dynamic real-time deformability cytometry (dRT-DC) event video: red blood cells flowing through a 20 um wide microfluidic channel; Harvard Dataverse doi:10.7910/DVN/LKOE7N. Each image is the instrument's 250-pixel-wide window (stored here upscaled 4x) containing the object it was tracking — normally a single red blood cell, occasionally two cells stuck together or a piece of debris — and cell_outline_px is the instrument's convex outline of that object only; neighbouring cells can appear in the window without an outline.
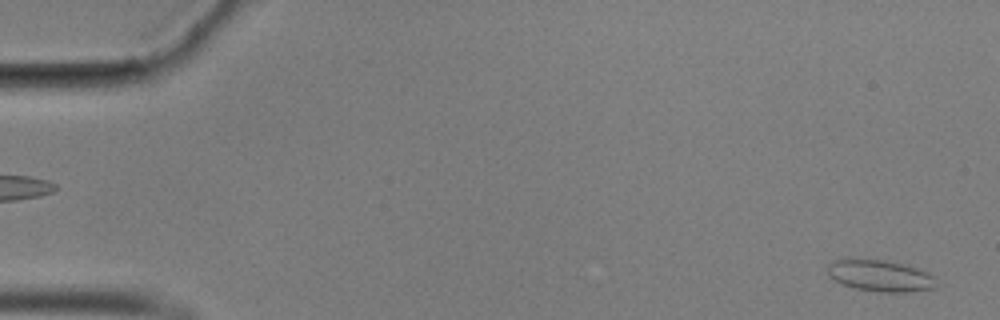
{"species": "common noctule bat (a hibernating species)", "species_latin": "Nyctalus noctula", "temperature_condition": "cold", "stored_images_in_passage": 57, "camera_frame_rate_fps": 3000, "um_per_image_px": 0.085, "animal": {"sex": "male", "body_mass_g": 17.9}, "frame": {"image": 1, "passage_image": 2, "time_ms": 0.333, "image_size_px": [1000, 320], "cell_outline_px": [[940, 284], [936, 288], [908, 292], [880, 292], [852, 288], [840, 284], [828, 276], [828, 264], [836, 260], [848, 256], [856, 256], [896, 260], [928, 272]], "centroid_in_image_um": [74.79, 23.38], "position_along_channel_um": 10.2, "area_um2": 21.27}}
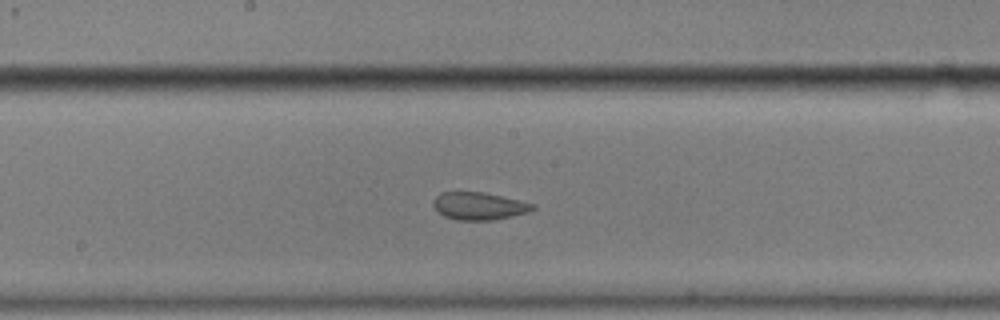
{"frame": {"image": 2, "passage_image": 30, "time_ms": 9.667, "image_size_px": [1000, 320], "cell_outline_px": [[536, 208], [528, 212], [492, 220], [456, 220], [444, 216], [436, 212], [432, 204], [432, 200], [440, 192], [484, 192], [536, 204]], "centroid_in_image_um": [40.67, 17.51], "position_along_channel_um": 207.5, "area_um2": 16.07}}
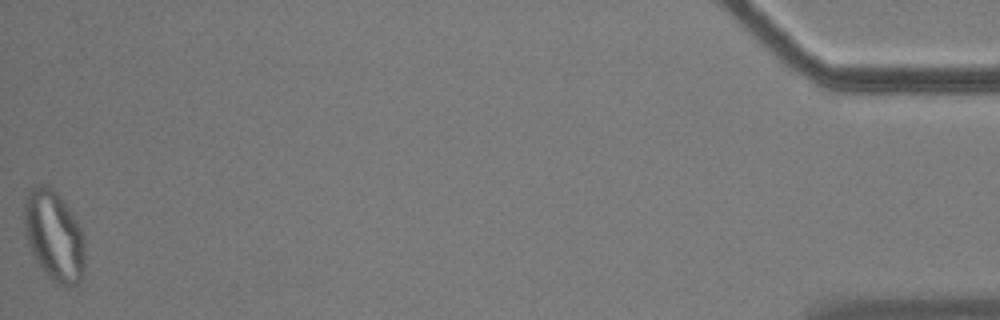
{"frame": {"image": 3, "passage_image": 57, "time_ms": 18.667, "image_size_px": [1000, 320], "cell_outline_px": [[84, 272], [80, 280], [76, 284], [56, 284], [44, 272], [32, 252], [28, 244], [24, 224], [24, 204], [28, 192], [32, 188], [40, 184], [48, 184], [64, 200], [76, 220], [84, 236]], "centroid_in_image_um": [4.6, 20.01], "position_along_channel_um": 430.6, "area_um2": 31.73}, "authors_computed_cell_mechanics": {"area_um2": 18.1492, "velocity_mm_per_s": 3.5063, "shape_relaxation_time_tau1_ms": null, "shape_relaxation_time_tau2_ms": 1.3658, "deformation_change_tau1": null, "deformation_change_tau2": 0.0629}}